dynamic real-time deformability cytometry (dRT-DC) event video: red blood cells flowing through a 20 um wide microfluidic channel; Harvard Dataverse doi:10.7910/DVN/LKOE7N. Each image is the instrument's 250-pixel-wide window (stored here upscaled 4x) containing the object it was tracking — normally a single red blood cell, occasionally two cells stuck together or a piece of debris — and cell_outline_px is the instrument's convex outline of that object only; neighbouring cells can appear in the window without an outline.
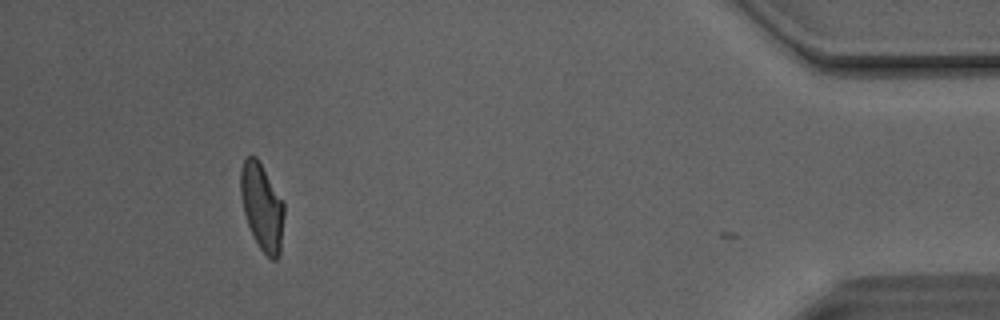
{"species": "Egyptian fruit bat (a non-hibernating species)", "species_latin": "Rousettus aegyptiacus", "temperature_condition": "room temperature", "stored_images_in_passage": 40, "camera_frame_rate_fps": 3000, "um_per_image_px": 0.085, "animal": {"sex": "male"}, "frame": {"image": 1, "passage_image": 39, "time_ms": 12.667, "image_size_px": [1000, 320], "cell_outline_px": [[284, 216], [280, 256], [276, 260], [272, 260], [260, 248], [248, 224], [244, 212], [240, 192], [240, 168], [244, 160], [248, 156], [256, 156], [284, 200]], "centroid_in_image_um": [22.29, 17.56], "position_along_channel_um": 412.9, "area_um2": 22.08}, "authors_computed_cell_mechanics": {"area_um2": 22.9466, "velocity_mm_per_s": 4.1361, "shape_relaxation_time_tau1_ms": 5.9568, "shape_relaxation_time_tau2_ms": 1.4383, "deformation_change_tau1": 0.1905, "deformation_change_tau2": 0.0968}}